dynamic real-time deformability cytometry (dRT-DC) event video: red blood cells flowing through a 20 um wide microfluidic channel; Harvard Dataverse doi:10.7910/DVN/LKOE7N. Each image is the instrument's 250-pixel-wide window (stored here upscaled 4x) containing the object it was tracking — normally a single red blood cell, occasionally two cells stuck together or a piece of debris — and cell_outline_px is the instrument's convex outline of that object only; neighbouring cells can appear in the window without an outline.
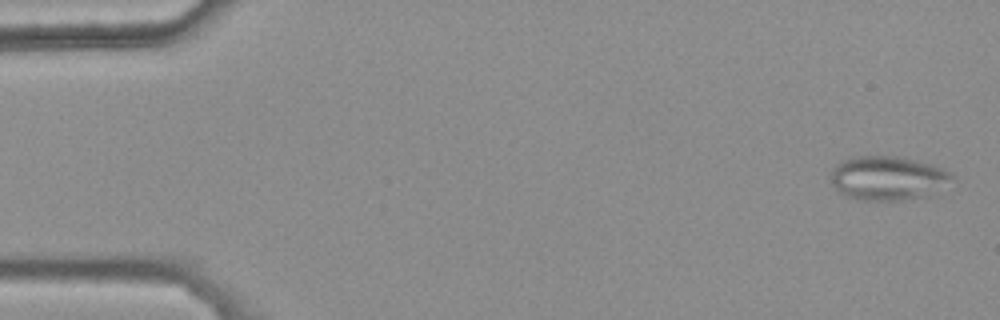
{"species": "common noctule bat (a hibernating species)", "species_latin": "Nyctalus noctula", "temperature_condition": "warm", "stored_images_in_passage": 47, "camera_frame_rate_fps": 3000, "um_per_image_px": 0.085, "animal": {"sex": "female", "body_mass_g": 25.1}, "frame": {"image": 1, "passage_image": 2, "time_ms": 0.333, "image_size_px": [1000, 320], "cell_outline_px": [[956, 176], [940, 196], [900, 200], [860, 200], [848, 196], [840, 192], [832, 184], [832, 168], [840, 160], [848, 156], [900, 156], [932, 164], [944, 168], [952, 172]], "centroid_in_image_um": [75.6, 15.15], "position_along_channel_um": 9.4, "area_um2": 32.31}}
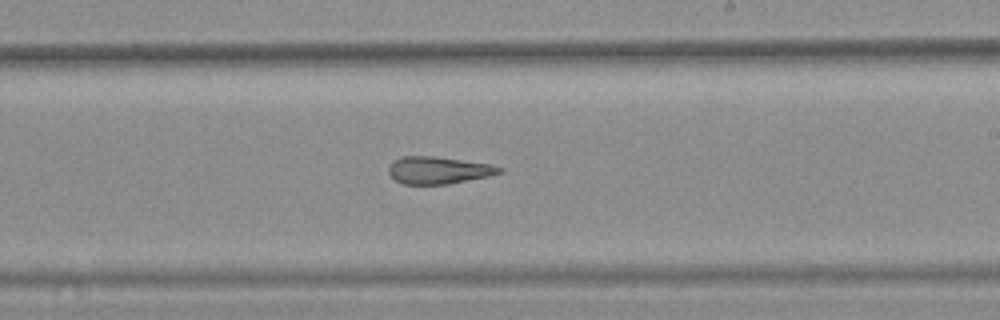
{"frame": {"image": 2, "passage_image": 32, "time_ms": 10.333, "image_size_px": [1000, 320], "cell_outline_px": [[504, 172], [488, 176], [448, 184], [404, 184], [396, 180], [388, 172], [388, 168], [392, 160], [400, 156], [432, 156], [492, 164], [504, 168]], "centroid_in_image_um": [37.27, 14.46], "position_along_channel_um": 251.7, "area_um2": 17.63}}
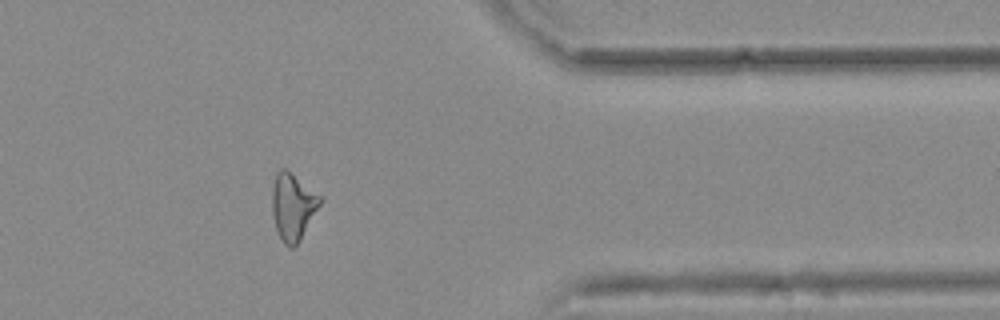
{"frame": {"image": 3, "passage_image": 44, "time_ms": 14.333, "image_size_px": [1000, 320], "cell_outline_px": [[324, 196], [320, 204], [300, 240], [292, 248], [288, 248], [284, 244], [276, 228], [272, 212], [272, 188], [276, 172], [280, 168], [284, 168]], "centroid_in_image_um": [24.9, 17.53], "position_along_channel_um": 386.5, "area_um2": 18.67}, "authors_computed_cell_mechanics": {"area_um2": 18.9006, "velocity_mm_per_s": 3.7745, "shape_relaxation_time_tau1_ms": null, "shape_relaxation_time_tau2_ms": 4.0469, "deformation_change_tau1": null, "deformation_change_tau2": 0.1583}}